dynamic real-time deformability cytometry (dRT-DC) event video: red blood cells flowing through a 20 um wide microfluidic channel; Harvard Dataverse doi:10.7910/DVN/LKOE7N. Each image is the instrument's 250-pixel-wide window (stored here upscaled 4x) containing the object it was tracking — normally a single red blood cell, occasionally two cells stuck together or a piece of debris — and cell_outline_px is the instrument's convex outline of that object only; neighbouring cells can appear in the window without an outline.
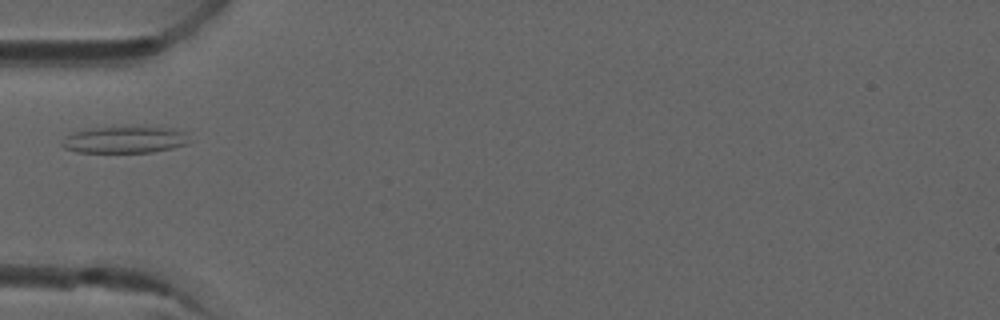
{"species": "common noctule bat (a hibernating species)", "species_latin": "Nyctalus noctula", "temperature_condition": "room temperature", "stored_images_in_passage": 5, "camera_frame_rate_fps": 3000, "um_per_image_px": 0.085, "animal": {"sex": "male", "forearm_length_mm": 52.5}, "frame": {"image": 1, "passage_image": 4, "time_ms": 1.0, "image_size_px": [1000, 320], "cell_outline_px": [[188, 144], [172, 148], [152, 152], [76, 152], [64, 148], [60, 144], [72, 132], [88, 128], [172, 128], [184, 132], [188, 140]], "centroid_in_image_um": [10.57, 11.9], "position_along_channel_um": 74.4, "area_um2": 19.36}}